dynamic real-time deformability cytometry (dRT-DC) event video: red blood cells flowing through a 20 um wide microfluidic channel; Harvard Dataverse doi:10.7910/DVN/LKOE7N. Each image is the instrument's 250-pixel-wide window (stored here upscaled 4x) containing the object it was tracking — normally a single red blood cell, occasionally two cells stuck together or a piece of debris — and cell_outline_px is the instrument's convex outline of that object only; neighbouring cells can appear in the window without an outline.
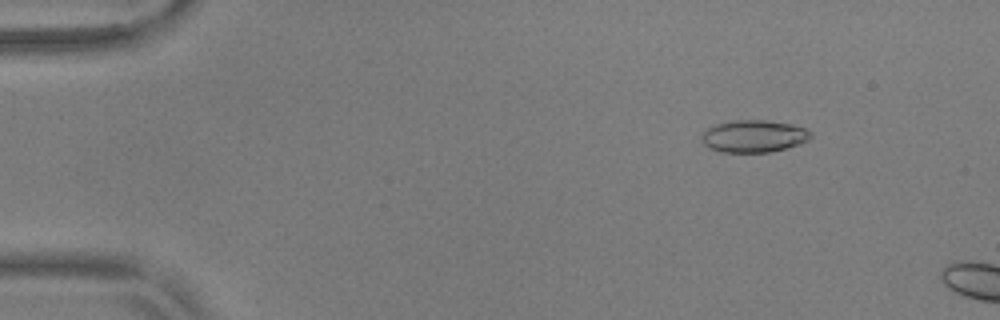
{"species": "common noctule bat (a hibernating species)", "species_latin": "Nyctalus noctula", "temperature_condition": "warm", "stored_images_in_passage": 11, "camera_frame_rate_fps": 3000, "um_per_image_px": 0.085, "animal": {"sex": "male", "body_mass_g": 17.9, "forearm_length_mm": 54.2}, "frame": {"image": 1, "passage_image": 7, "time_ms": 2.0, "image_size_px": [1000, 320], "cell_outline_px": [[812, 136], [808, 140], [800, 144], [768, 152], [720, 152], [704, 144], [700, 136], [708, 128], [716, 124], [732, 120], [768, 120], [792, 124], [804, 128], [812, 132]], "centroid_in_image_um": [64.08, 11.56], "position_along_channel_um": 20.9, "area_um2": 20.46}}